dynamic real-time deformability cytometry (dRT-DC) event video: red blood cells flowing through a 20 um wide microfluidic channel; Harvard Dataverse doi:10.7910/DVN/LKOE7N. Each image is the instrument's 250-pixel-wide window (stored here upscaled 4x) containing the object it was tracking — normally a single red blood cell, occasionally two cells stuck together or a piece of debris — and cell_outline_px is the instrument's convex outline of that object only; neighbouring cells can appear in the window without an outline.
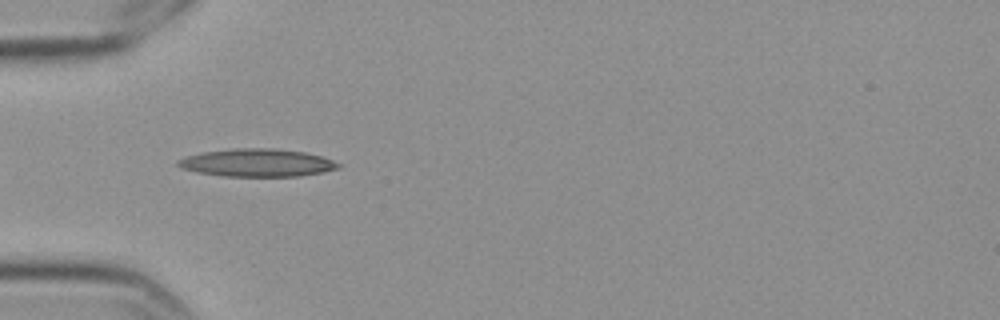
{"species": "Egyptian fruit bat (a non-hibernating species)", "species_latin": "Rousettus aegyptiacus", "temperature_condition": "cold", "stored_images_in_passage": 6, "camera_frame_rate_fps": 3000, "um_per_image_px": 0.085, "frame": {"image": 1, "passage_image": 5, "time_ms": 1.333, "image_size_px": [1000, 320], "cell_outline_px": [[340, 168], [324, 172], [300, 176], [220, 176], [196, 172], [180, 168], [176, 164], [176, 160], [200, 152], [232, 148], [272, 148], [304, 152], [320, 156], [332, 160], [340, 164]], "centroid_in_image_um": [21.81, 13.83], "position_along_channel_um": 63.2, "area_um2": 26.13}}
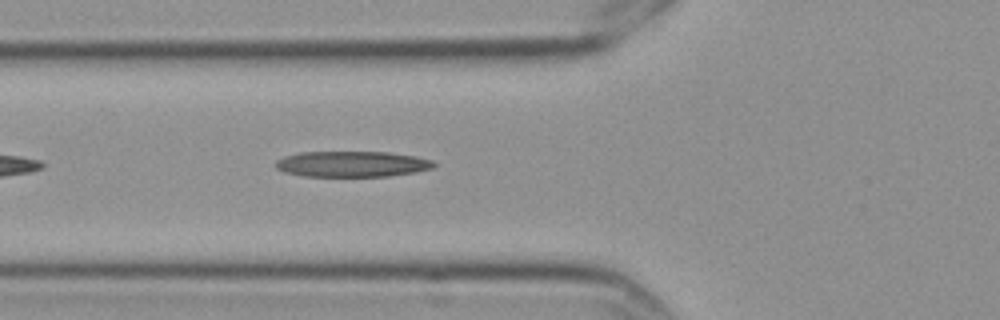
{"frame": {"image": 2, "passage_image": 6, "time_ms": 1.667, "image_size_px": [1000, 320], "cell_outline_px": [[436, 164], [432, 168], [416, 172], [388, 176], [304, 176], [284, 172], [276, 168], [276, 160], [284, 156], [300, 152], [388, 152], [416, 156], [432, 160]], "centroid_in_image_um": [29.92, 13.94], "position_along_channel_um": 95.9, "area_um2": 23.76}}